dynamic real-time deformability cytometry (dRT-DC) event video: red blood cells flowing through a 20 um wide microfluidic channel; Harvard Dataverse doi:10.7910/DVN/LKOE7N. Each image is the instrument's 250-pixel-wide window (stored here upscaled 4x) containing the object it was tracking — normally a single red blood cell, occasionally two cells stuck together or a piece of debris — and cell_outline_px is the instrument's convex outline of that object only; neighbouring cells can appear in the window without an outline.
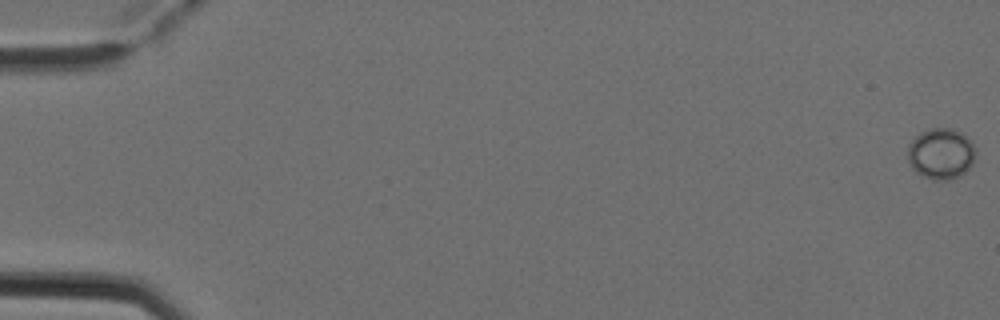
{"species": "Egyptian fruit bat (a non-hibernating species)", "species_latin": "Rousettus aegyptiacus", "temperature_condition": "cold", "stored_images_in_passage": 4, "camera_frame_rate_fps": 3000, "um_per_image_px": 0.085, "animal": {"sex": "female"}, "frame": {"image": 1, "passage_image": 1, "time_ms": 0.0, "image_size_px": [1000, 320], "cell_outline_px": [[976, 156], [972, 164], [960, 176], [948, 180], [932, 180], [916, 172], [912, 168], [908, 160], [908, 144], [920, 132], [928, 128], [952, 128], [968, 136], [972, 140], [976, 148]], "centroid_in_image_um": [80.01, 13.05], "position_along_channel_um": 5.0, "area_um2": 20.52}}